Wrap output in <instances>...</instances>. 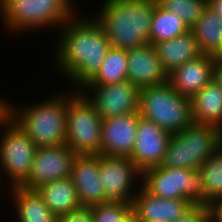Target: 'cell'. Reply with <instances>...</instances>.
<instances>
[{
    "label": "cell",
    "mask_w": 222,
    "mask_h": 222,
    "mask_svg": "<svg viewBox=\"0 0 222 222\" xmlns=\"http://www.w3.org/2000/svg\"><path fill=\"white\" fill-rule=\"evenodd\" d=\"M79 13L59 29L52 44L55 45L53 66L60 70L61 77L71 81L70 88L74 90L83 88L98 73L110 49L109 40L96 19L91 14Z\"/></svg>",
    "instance_id": "obj_1"
},
{
    "label": "cell",
    "mask_w": 222,
    "mask_h": 222,
    "mask_svg": "<svg viewBox=\"0 0 222 222\" xmlns=\"http://www.w3.org/2000/svg\"><path fill=\"white\" fill-rule=\"evenodd\" d=\"M215 59L219 62L222 63V48L221 50L217 53V55L215 56Z\"/></svg>",
    "instance_id": "obj_35"
},
{
    "label": "cell",
    "mask_w": 222,
    "mask_h": 222,
    "mask_svg": "<svg viewBox=\"0 0 222 222\" xmlns=\"http://www.w3.org/2000/svg\"><path fill=\"white\" fill-rule=\"evenodd\" d=\"M57 222H93L91 207L81 206L66 215L58 217Z\"/></svg>",
    "instance_id": "obj_30"
},
{
    "label": "cell",
    "mask_w": 222,
    "mask_h": 222,
    "mask_svg": "<svg viewBox=\"0 0 222 222\" xmlns=\"http://www.w3.org/2000/svg\"><path fill=\"white\" fill-rule=\"evenodd\" d=\"M165 10L177 14L191 29L208 5V0H157Z\"/></svg>",
    "instance_id": "obj_27"
},
{
    "label": "cell",
    "mask_w": 222,
    "mask_h": 222,
    "mask_svg": "<svg viewBox=\"0 0 222 222\" xmlns=\"http://www.w3.org/2000/svg\"><path fill=\"white\" fill-rule=\"evenodd\" d=\"M76 156L67 144L37 147L30 175L21 187L35 190L42 184L70 178Z\"/></svg>",
    "instance_id": "obj_12"
},
{
    "label": "cell",
    "mask_w": 222,
    "mask_h": 222,
    "mask_svg": "<svg viewBox=\"0 0 222 222\" xmlns=\"http://www.w3.org/2000/svg\"><path fill=\"white\" fill-rule=\"evenodd\" d=\"M127 50L110 47L98 73L85 85L117 84L127 80Z\"/></svg>",
    "instance_id": "obj_24"
},
{
    "label": "cell",
    "mask_w": 222,
    "mask_h": 222,
    "mask_svg": "<svg viewBox=\"0 0 222 222\" xmlns=\"http://www.w3.org/2000/svg\"><path fill=\"white\" fill-rule=\"evenodd\" d=\"M208 222H217L211 215H209Z\"/></svg>",
    "instance_id": "obj_36"
},
{
    "label": "cell",
    "mask_w": 222,
    "mask_h": 222,
    "mask_svg": "<svg viewBox=\"0 0 222 222\" xmlns=\"http://www.w3.org/2000/svg\"><path fill=\"white\" fill-rule=\"evenodd\" d=\"M142 185L153 195L189 200L205 205V188L198 169L165 168L161 165L143 173Z\"/></svg>",
    "instance_id": "obj_9"
},
{
    "label": "cell",
    "mask_w": 222,
    "mask_h": 222,
    "mask_svg": "<svg viewBox=\"0 0 222 222\" xmlns=\"http://www.w3.org/2000/svg\"><path fill=\"white\" fill-rule=\"evenodd\" d=\"M128 222H134V218L132 217Z\"/></svg>",
    "instance_id": "obj_38"
},
{
    "label": "cell",
    "mask_w": 222,
    "mask_h": 222,
    "mask_svg": "<svg viewBox=\"0 0 222 222\" xmlns=\"http://www.w3.org/2000/svg\"><path fill=\"white\" fill-rule=\"evenodd\" d=\"M214 60L202 54L173 70L168 82L178 94L191 98L212 80Z\"/></svg>",
    "instance_id": "obj_18"
},
{
    "label": "cell",
    "mask_w": 222,
    "mask_h": 222,
    "mask_svg": "<svg viewBox=\"0 0 222 222\" xmlns=\"http://www.w3.org/2000/svg\"><path fill=\"white\" fill-rule=\"evenodd\" d=\"M35 190L57 218L82 206L71 178L57 179Z\"/></svg>",
    "instance_id": "obj_22"
},
{
    "label": "cell",
    "mask_w": 222,
    "mask_h": 222,
    "mask_svg": "<svg viewBox=\"0 0 222 222\" xmlns=\"http://www.w3.org/2000/svg\"><path fill=\"white\" fill-rule=\"evenodd\" d=\"M12 207L16 217L15 222H57V217L43 202L42 197L36 190L26 189L21 186L8 188ZM12 194V195H11ZM12 198V199H11ZM11 199V200H10Z\"/></svg>",
    "instance_id": "obj_19"
},
{
    "label": "cell",
    "mask_w": 222,
    "mask_h": 222,
    "mask_svg": "<svg viewBox=\"0 0 222 222\" xmlns=\"http://www.w3.org/2000/svg\"><path fill=\"white\" fill-rule=\"evenodd\" d=\"M190 31L188 25L175 13L163 9L158 3L154 9L149 43L152 45L173 39Z\"/></svg>",
    "instance_id": "obj_25"
},
{
    "label": "cell",
    "mask_w": 222,
    "mask_h": 222,
    "mask_svg": "<svg viewBox=\"0 0 222 222\" xmlns=\"http://www.w3.org/2000/svg\"><path fill=\"white\" fill-rule=\"evenodd\" d=\"M0 132V179L6 178L7 188L21 186L30 175L37 146L6 112L0 117Z\"/></svg>",
    "instance_id": "obj_8"
},
{
    "label": "cell",
    "mask_w": 222,
    "mask_h": 222,
    "mask_svg": "<svg viewBox=\"0 0 222 222\" xmlns=\"http://www.w3.org/2000/svg\"><path fill=\"white\" fill-rule=\"evenodd\" d=\"M134 222H153L152 220H134Z\"/></svg>",
    "instance_id": "obj_37"
},
{
    "label": "cell",
    "mask_w": 222,
    "mask_h": 222,
    "mask_svg": "<svg viewBox=\"0 0 222 222\" xmlns=\"http://www.w3.org/2000/svg\"><path fill=\"white\" fill-rule=\"evenodd\" d=\"M138 112L102 120L101 154L130 157L135 143Z\"/></svg>",
    "instance_id": "obj_16"
},
{
    "label": "cell",
    "mask_w": 222,
    "mask_h": 222,
    "mask_svg": "<svg viewBox=\"0 0 222 222\" xmlns=\"http://www.w3.org/2000/svg\"><path fill=\"white\" fill-rule=\"evenodd\" d=\"M76 2L80 3L79 0H0V22L6 33L17 35L38 29L52 30L51 27L57 31L78 13Z\"/></svg>",
    "instance_id": "obj_4"
},
{
    "label": "cell",
    "mask_w": 222,
    "mask_h": 222,
    "mask_svg": "<svg viewBox=\"0 0 222 222\" xmlns=\"http://www.w3.org/2000/svg\"><path fill=\"white\" fill-rule=\"evenodd\" d=\"M70 178L82 206L92 207L106 202L99 176V155H77L72 164Z\"/></svg>",
    "instance_id": "obj_17"
},
{
    "label": "cell",
    "mask_w": 222,
    "mask_h": 222,
    "mask_svg": "<svg viewBox=\"0 0 222 222\" xmlns=\"http://www.w3.org/2000/svg\"><path fill=\"white\" fill-rule=\"evenodd\" d=\"M2 181H6V180L4 178H3V180H0V184H1L0 186H2V183H1Z\"/></svg>",
    "instance_id": "obj_39"
},
{
    "label": "cell",
    "mask_w": 222,
    "mask_h": 222,
    "mask_svg": "<svg viewBox=\"0 0 222 222\" xmlns=\"http://www.w3.org/2000/svg\"><path fill=\"white\" fill-rule=\"evenodd\" d=\"M208 5L217 13L222 21V0H208Z\"/></svg>",
    "instance_id": "obj_33"
},
{
    "label": "cell",
    "mask_w": 222,
    "mask_h": 222,
    "mask_svg": "<svg viewBox=\"0 0 222 222\" xmlns=\"http://www.w3.org/2000/svg\"><path fill=\"white\" fill-rule=\"evenodd\" d=\"M209 215L208 206L195 204L173 222H208Z\"/></svg>",
    "instance_id": "obj_29"
},
{
    "label": "cell",
    "mask_w": 222,
    "mask_h": 222,
    "mask_svg": "<svg viewBox=\"0 0 222 222\" xmlns=\"http://www.w3.org/2000/svg\"><path fill=\"white\" fill-rule=\"evenodd\" d=\"M1 188H2V187H0V191H1V194L3 195V194H4V193H3L4 191H2ZM0 197H1V196H0Z\"/></svg>",
    "instance_id": "obj_40"
},
{
    "label": "cell",
    "mask_w": 222,
    "mask_h": 222,
    "mask_svg": "<svg viewBox=\"0 0 222 222\" xmlns=\"http://www.w3.org/2000/svg\"><path fill=\"white\" fill-rule=\"evenodd\" d=\"M80 90L94 104L102 120L138 112L140 89L128 80L117 84L84 86Z\"/></svg>",
    "instance_id": "obj_11"
},
{
    "label": "cell",
    "mask_w": 222,
    "mask_h": 222,
    "mask_svg": "<svg viewBox=\"0 0 222 222\" xmlns=\"http://www.w3.org/2000/svg\"><path fill=\"white\" fill-rule=\"evenodd\" d=\"M212 80L222 88V63L214 60Z\"/></svg>",
    "instance_id": "obj_32"
},
{
    "label": "cell",
    "mask_w": 222,
    "mask_h": 222,
    "mask_svg": "<svg viewBox=\"0 0 222 222\" xmlns=\"http://www.w3.org/2000/svg\"><path fill=\"white\" fill-rule=\"evenodd\" d=\"M0 95V117L6 112V99Z\"/></svg>",
    "instance_id": "obj_34"
},
{
    "label": "cell",
    "mask_w": 222,
    "mask_h": 222,
    "mask_svg": "<svg viewBox=\"0 0 222 222\" xmlns=\"http://www.w3.org/2000/svg\"><path fill=\"white\" fill-rule=\"evenodd\" d=\"M208 209H209L210 215L217 222H222V197L213 200L208 205Z\"/></svg>",
    "instance_id": "obj_31"
},
{
    "label": "cell",
    "mask_w": 222,
    "mask_h": 222,
    "mask_svg": "<svg viewBox=\"0 0 222 222\" xmlns=\"http://www.w3.org/2000/svg\"><path fill=\"white\" fill-rule=\"evenodd\" d=\"M154 47L168 75L184 63L202 55L191 30L173 39L160 41Z\"/></svg>",
    "instance_id": "obj_21"
},
{
    "label": "cell",
    "mask_w": 222,
    "mask_h": 222,
    "mask_svg": "<svg viewBox=\"0 0 222 222\" xmlns=\"http://www.w3.org/2000/svg\"><path fill=\"white\" fill-rule=\"evenodd\" d=\"M190 107L193 123L222 131V88L213 80L190 98Z\"/></svg>",
    "instance_id": "obj_20"
},
{
    "label": "cell",
    "mask_w": 222,
    "mask_h": 222,
    "mask_svg": "<svg viewBox=\"0 0 222 222\" xmlns=\"http://www.w3.org/2000/svg\"><path fill=\"white\" fill-rule=\"evenodd\" d=\"M202 54L216 56L222 48V21L207 5L196 24L190 29Z\"/></svg>",
    "instance_id": "obj_23"
},
{
    "label": "cell",
    "mask_w": 222,
    "mask_h": 222,
    "mask_svg": "<svg viewBox=\"0 0 222 222\" xmlns=\"http://www.w3.org/2000/svg\"><path fill=\"white\" fill-rule=\"evenodd\" d=\"M30 105L17 107L6 98V113L26 132L37 147L66 144L68 89ZM61 92V93H60Z\"/></svg>",
    "instance_id": "obj_3"
},
{
    "label": "cell",
    "mask_w": 222,
    "mask_h": 222,
    "mask_svg": "<svg viewBox=\"0 0 222 222\" xmlns=\"http://www.w3.org/2000/svg\"><path fill=\"white\" fill-rule=\"evenodd\" d=\"M204 188L205 205L222 197V146L198 168Z\"/></svg>",
    "instance_id": "obj_26"
},
{
    "label": "cell",
    "mask_w": 222,
    "mask_h": 222,
    "mask_svg": "<svg viewBox=\"0 0 222 222\" xmlns=\"http://www.w3.org/2000/svg\"><path fill=\"white\" fill-rule=\"evenodd\" d=\"M127 62V80L139 89L168 81V74L151 43L128 49Z\"/></svg>",
    "instance_id": "obj_15"
},
{
    "label": "cell",
    "mask_w": 222,
    "mask_h": 222,
    "mask_svg": "<svg viewBox=\"0 0 222 222\" xmlns=\"http://www.w3.org/2000/svg\"><path fill=\"white\" fill-rule=\"evenodd\" d=\"M192 206L189 200L155 196L142 185L132 201V214L134 220L173 222Z\"/></svg>",
    "instance_id": "obj_14"
},
{
    "label": "cell",
    "mask_w": 222,
    "mask_h": 222,
    "mask_svg": "<svg viewBox=\"0 0 222 222\" xmlns=\"http://www.w3.org/2000/svg\"><path fill=\"white\" fill-rule=\"evenodd\" d=\"M138 112L170 134L180 132L193 122L190 98L178 94L168 81L140 89Z\"/></svg>",
    "instance_id": "obj_6"
},
{
    "label": "cell",
    "mask_w": 222,
    "mask_h": 222,
    "mask_svg": "<svg viewBox=\"0 0 222 222\" xmlns=\"http://www.w3.org/2000/svg\"><path fill=\"white\" fill-rule=\"evenodd\" d=\"M93 222H128L132 203L107 201L91 207Z\"/></svg>",
    "instance_id": "obj_28"
},
{
    "label": "cell",
    "mask_w": 222,
    "mask_h": 222,
    "mask_svg": "<svg viewBox=\"0 0 222 222\" xmlns=\"http://www.w3.org/2000/svg\"><path fill=\"white\" fill-rule=\"evenodd\" d=\"M99 176L106 202L132 203L143 181V173L129 157L105 154L99 155Z\"/></svg>",
    "instance_id": "obj_10"
},
{
    "label": "cell",
    "mask_w": 222,
    "mask_h": 222,
    "mask_svg": "<svg viewBox=\"0 0 222 222\" xmlns=\"http://www.w3.org/2000/svg\"><path fill=\"white\" fill-rule=\"evenodd\" d=\"M92 15L102 26L110 47L132 49L149 43L157 0H102Z\"/></svg>",
    "instance_id": "obj_2"
},
{
    "label": "cell",
    "mask_w": 222,
    "mask_h": 222,
    "mask_svg": "<svg viewBox=\"0 0 222 222\" xmlns=\"http://www.w3.org/2000/svg\"><path fill=\"white\" fill-rule=\"evenodd\" d=\"M222 146V131L209 125L191 123L171 134L162 167L198 169Z\"/></svg>",
    "instance_id": "obj_5"
},
{
    "label": "cell",
    "mask_w": 222,
    "mask_h": 222,
    "mask_svg": "<svg viewBox=\"0 0 222 222\" xmlns=\"http://www.w3.org/2000/svg\"><path fill=\"white\" fill-rule=\"evenodd\" d=\"M102 118L81 90L68 91L66 144L77 155H100Z\"/></svg>",
    "instance_id": "obj_7"
},
{
    "label": "cell",
    "mask_w": 222,
    "mask_h": 222,
    "mask_svg": "<svg viewBox=\"0 0 222 222\" xmlns=\"http://www.w3.org/2000/svg\"><path fill=\"white\" fill-rule=\"evenodd\" d=\"M171 134L154 121L139 115L134 148L129 157L138 169L146 170L162 164Z\"/></svg>",
    "instance_id": "obj_13"
}]
</instances>
